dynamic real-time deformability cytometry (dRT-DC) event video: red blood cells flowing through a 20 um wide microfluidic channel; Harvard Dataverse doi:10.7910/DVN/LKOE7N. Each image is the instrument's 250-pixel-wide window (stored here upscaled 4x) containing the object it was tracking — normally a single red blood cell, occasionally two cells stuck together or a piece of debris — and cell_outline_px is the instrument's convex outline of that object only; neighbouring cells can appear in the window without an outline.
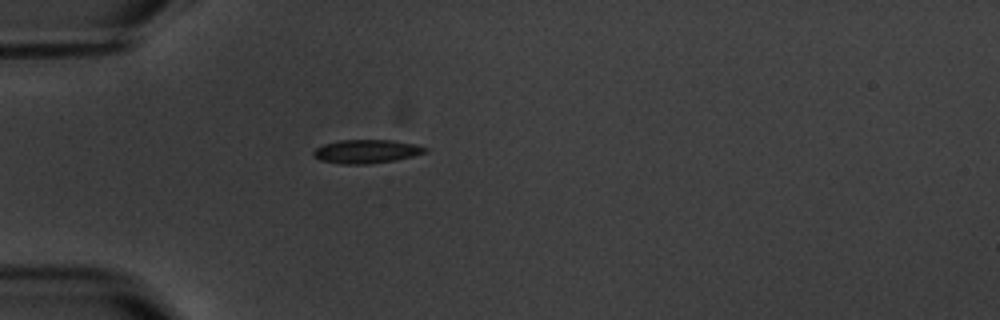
{"species": "common noctule bat (a hibernating species)", "species_latin": "Nyctalus noctula", "temperature_condition": "warm", "stored_images_in_passage": 2, "camera_frame_rate_fps": 3000, "um_per_image_px": 0.085, "animal": {"sex": "male", "body_mass_g": 20.1, "forearm_length_mm": 53.5}, "frame": {"image": 1, "passage_image": 1, "time_ms": 0.0, "image_size_px": [1000, 320], "cell_outline_px": [[428, 152], [396, 160], [364, 164], [340, 164], [320, 160], [312, 152], [316, 148], [324, 144], [340, 140], [392, 140], [412, 144], [428, 148]], "centroid_in_image_um": [31.15, 12.87], "position_along_channel_um": 53.9, "area_um2": 15.2}}